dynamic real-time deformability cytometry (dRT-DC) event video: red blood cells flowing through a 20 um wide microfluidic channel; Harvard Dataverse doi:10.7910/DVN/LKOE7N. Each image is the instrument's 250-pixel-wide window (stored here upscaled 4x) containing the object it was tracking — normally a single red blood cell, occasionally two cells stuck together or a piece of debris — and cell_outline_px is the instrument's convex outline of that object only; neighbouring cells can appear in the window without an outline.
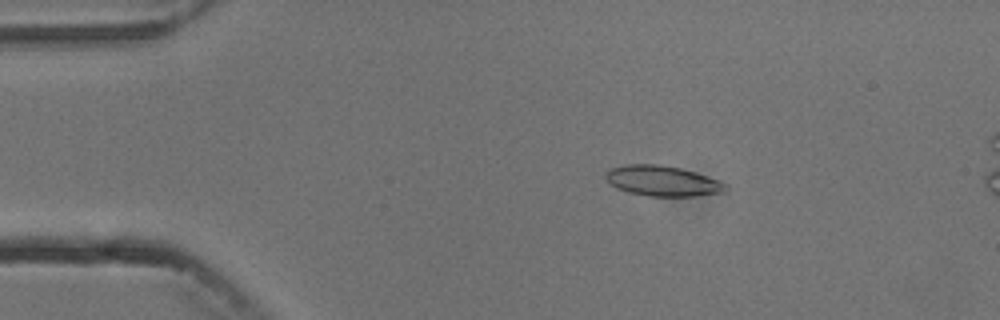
{"species": "common noctule bat (a hibernating species)", "species_latin": "Nyctalus noctula", "temperature_condition": "cold", "stored_images_in_passage": 4, "camera_frame_rate_fps": 3000, "um_per_image_px": 0.085, "animal": {"sex": "male", "body_mass_g": 13.3}, "frame": {"image": 1, "passage_image": 2, "time_ms": 1.333, "image_size_px": [1000, 320], "cell_outline_px": [[728, 188], [724, 192], [692, 196], [648, 196], [628, 192], [616, 188], [604, 176], [604, 172], [612, 168], [624, 164], [660, 164], [680, 168], [720, 180], [728, 184]], "centroid_in_image_um": [56.31, 15.37], "position_along_channel_um": 28.7, "area_um2": 21.27}}